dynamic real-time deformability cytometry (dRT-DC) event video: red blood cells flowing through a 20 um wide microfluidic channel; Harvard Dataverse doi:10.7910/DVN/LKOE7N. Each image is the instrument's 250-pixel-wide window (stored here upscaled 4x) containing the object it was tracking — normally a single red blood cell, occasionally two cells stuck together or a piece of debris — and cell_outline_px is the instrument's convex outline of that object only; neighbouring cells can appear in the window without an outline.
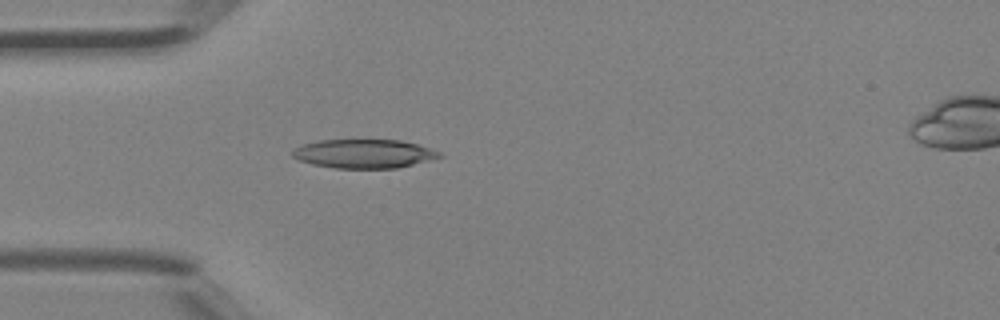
{"species": "Egyptian fruit bat (a non-hibernating species)", "species_latin": "Rousettus aegyptiacus", "temperature_condition": "room temperature", "stored_images_in_passage": 45, "camera_frame_rate_fps": 3000, "um_per_image_px": 0.085, "animal": {"sex": "female"}, "frame": {"image": 1, "passage_image": 13, "time_ms": 4.0, "image_size_px": [1000, 320], "cell_outline_px": [[444, 156], [432, 160], [396, 168], [336, 168], [312, 164], [300, 160], [292, 156], [292, 152], [296, 148], [304, 144], [320, 140], [400, 140], [416, 144], [440, 152]], "centroid_in_image_um": [30.96, 13.07], "position_along_channel_um": 54.0, "area_um2": 24.51}}
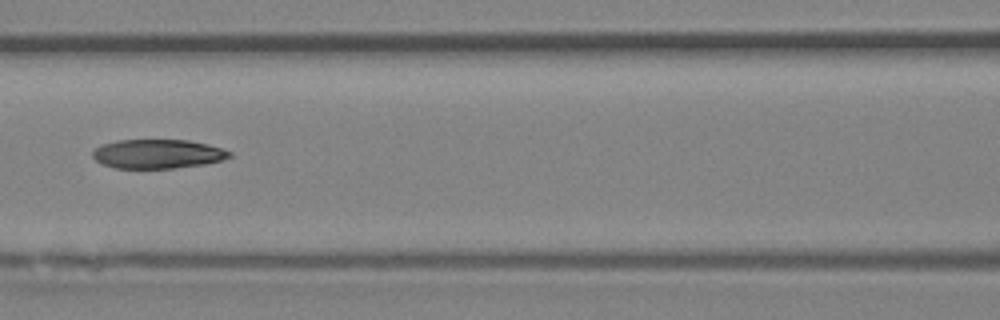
{"frame": {"image": 2, "passage_image": 20, "time_ms": 6.333, "image_size_px": [1000, 320], "cell_outline_px": [[232, 156], [220, 160], [204, 164], [172, 168], [116, 168], [104, 164], [96, 160], [92, 156], [92, 152], [96, 148], [104, 144], [120, 140], [188, 140], [208, 144], [232, 152]], "centroid_in_image_um": [13.41, 13.08], "position_along_channel_um": 153.2, "area_um2": 22.95}}
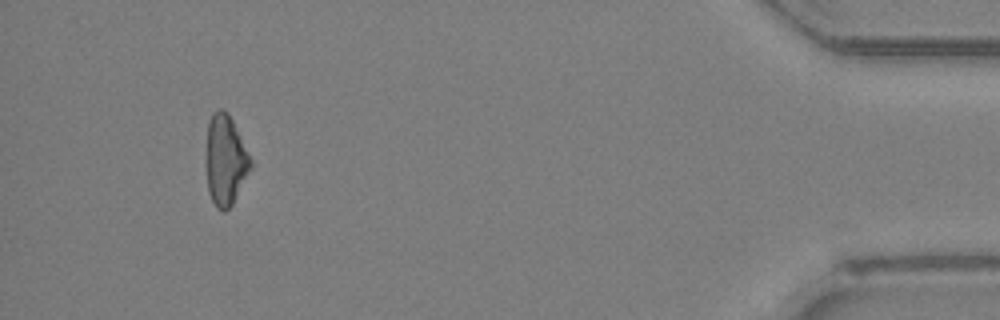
{"frame": {"image": 3, "passage_image": 42, "time_ms": 13.667, "image_size_px": [1000, 320], "cell_outline_px": [[252, 168], [232, 204], [224, 212], [216, 208], [208, 192], [204, 164], [204, 160], [208, 124], [212, 112], [220, 108], [228, 112], [252, 160]], "centroid_in_image_um": [19.12, 13.62], "position_along_channel_um": 416.1, "area_um2": 23.93}, "authors_computed_cell_mechanics": {"area_um2": 24.2182, "velocity_mm_per_s": 4.5418, "shape_relaxation_time_tau1_ms": null, "shape_relaxation_time_tau2_ms": 7.8124, "deformation_change_tau1": null, "deformation_change_tau2": 0.1768}}